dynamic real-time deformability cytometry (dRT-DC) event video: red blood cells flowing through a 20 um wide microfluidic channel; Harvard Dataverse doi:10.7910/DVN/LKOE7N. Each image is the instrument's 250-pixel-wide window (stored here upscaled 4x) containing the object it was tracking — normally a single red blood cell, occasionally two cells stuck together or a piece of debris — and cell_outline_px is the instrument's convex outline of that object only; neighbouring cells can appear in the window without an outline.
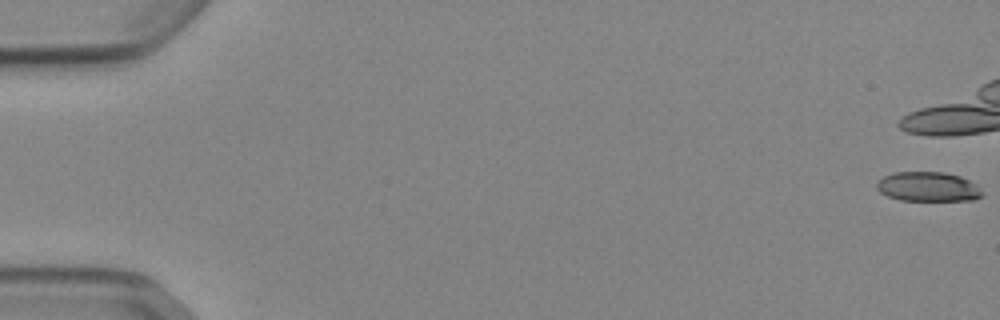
{"species": "Egyptian fruit bat (a non-hibernating species)", "species_latin": "Rousettus aegyptiacus", "temperature_condition": "cold", "stored_images_in_passage": 11, "camera_frame_rate_fps": 3000, "um_per_image_px": 0.085, "animal": {"sex": "female"}, "frame": {"image": 1, "passage_image": 1, "time_ms": 0.0, "image_size_px": [1000, 320], "cell_outline_px": [[984, 196], [976, 200], [900, 200], [888, 196], [880, 192], [876, 188], [876, 184], [884, 176], [892, 172], [944, 172], [960, 176], [976, 184]], "centroid_in_image_um": [78.89, 15.87], "position_along_channel_um": 6.1, "area_um2": 18.15}}